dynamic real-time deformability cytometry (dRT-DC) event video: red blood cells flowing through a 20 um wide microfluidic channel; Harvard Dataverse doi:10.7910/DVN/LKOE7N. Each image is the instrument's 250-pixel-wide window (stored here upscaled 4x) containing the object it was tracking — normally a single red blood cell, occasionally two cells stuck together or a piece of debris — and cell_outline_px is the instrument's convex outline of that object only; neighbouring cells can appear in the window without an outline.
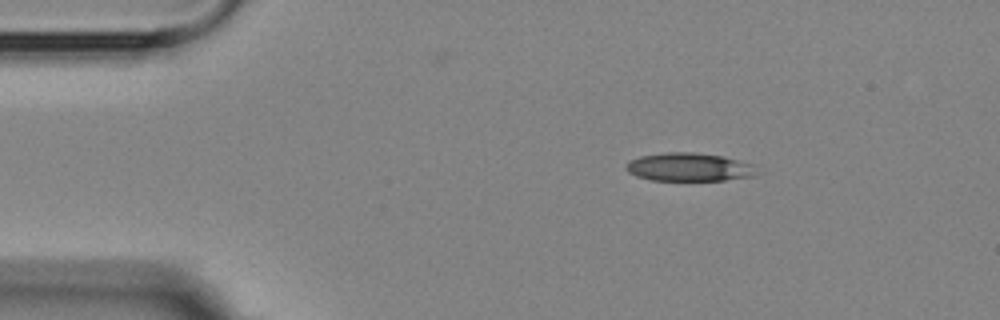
{"species": "Egyptian fruit bat (a non-hibernating species)", "species_latin": "Rousettus aegyptiacus", "temperature_condition": "room temperature", "stored_images_in_passage": 4, "camera_frame_rate_fps": 3000, "um_per_image_px": 0.085, "animal": {"sex": "female"}, "frame": {"image": 1, "passage_image": 2, "time_ms": 2.0, "image_size_px": [1000, 320], "cell_outline_px": [[756, 164], [752, 176], [724, 180], [652, 180], [636, 176], [628, 172], [624, 168], [628, 160], [640, 156], [668, 152], [692, 152], [724, 156]], "centroid_in_image_um": [58.53, 14.19], "position_along_channel_um": 26.5, "area_um2": 21.56}}